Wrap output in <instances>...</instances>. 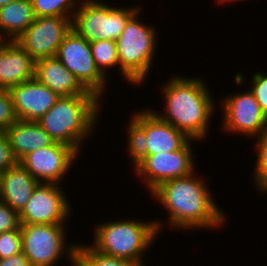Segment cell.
<instances>
[{"label": "cell", "instance_id": "obj_1", "mask_svg": "<svg viewBox=\"0 0 267 266\" xmlns=\"http://www.w3.org/2000/svg\"><path fill=\"white\" fill-rule=\"evenodd\" d=\"M196 173L197 170L188 176L168 180L150 193L167 211L168 221L164 223L169 231L171 228L219 231L226 224L227 215L214 200L209 184L202 174L198 177Z\"/></svg>", "mask_w": 267, "mask_h": 266}, {"label": "cell", "instance_id": "obj_2", "mask_svg": "<svg viewBox=\"0 0 267 266\" xmlns=\"http://www.w3.org/2000/svg\"><path fill=\"white\" fill-rule=\"evenodd\" d=\"M201 77L185 78L175 75L161 86L164 100L163 113L154 111L160 119L170 123L183 132L189 139L206 140L209 136L210 124L215 116L216 100L212 96L211 88Z\"/></svg>", "mask_w": 267, "mask_h": 266}, {"label": "cell", "instance_id": "obj_3", "mask_svg": "<svg viewBox=\"0 0 267 266\" xmlns=\"http://www.w3.org/2000/svg\"><path fill=\"white\" fill-rule=\"evenodd\" d=\"M100 102L96 95L61 96L37 123L55 142L72 147L80 155L82 145L97 129L102 115Z\"/></svg>", "mask_w": 267, "mask_h": 266}, {"label": "cell", "instance_id": "obj_4", "mask_svg": "<svg viewBox=\"0 0 267 266\" xmlns=\"http://www.w3.org/2000/svg\"><path fill=\"white\" fill-rule=\"evenodd\" d=\"M133 219L126 217L122 220L118 217L116 221H104L95 225L90 246L104 255L147 266L144 262L147 261L145 253L161 233L164 221L156 218L150 221Z\"/></svg>", "mask_w": 267, "mask_h": 266}, {"label": "cell", "instance_id": "obj_5", "mask_svg": "<svg viewBox=\"0 0 267 266\" xmlns=\"http://www.w3.org/2000/svg\"><path fill=\"white\" fill-rule=\"evenodd\" d=\"M140 10L129 18L116 40L120 75L133 86L143 85L148 80L159 46L156 27L140 20Z\"/></svg>", "mask_w": 267, "mask_h": 266}, {"label": "cell", "instance_id": "obj_6", "mask_svg": "<svg viewBox=\"0 0 267 266\" xmlns=\"http://www.w3.org/2000/svg\"><path fill=\"white\" fill-rule=\"evenodd\" d=\"M139 6L118 7L101 0H80L72 19V28L89 43L116 41L129 18Z\"/></svg>", "mask_w": 267, "mask_h": 266}, {"label": "cell", "instance_id": "obj_7", "mask_svg": "<svg viewBox=\"0 0 267 266\" xmlns=\"http://www.w3.org/2000/svg\"><path fill=\"white\" fill-rule=\"evenodd\" d=\"M20 229L22 252L31 266H57L63 256L74 261L77 243H66V224H21Z\"/></svg>", "mask_w": 267, "mask_h": 266}, {"label": "cell", "instance_id": "obj_8", "mask_svg": "<svg viewBox=\"0 0 267 266\" xmlns=\"http://www.w3.org/2000/svg\"><path fill=\"white\" fill-rule=\"evenodd\" d=\"M56 57L87 91L104 101L108 78L97 68L89 42L73 28L65 35Z\"/></svg>", "mask_w": 267, "mask_h": 266}, {"label": "cell", "instance_id": "obj_9", "mask_svg": "<svg viewBox=\"0 0 267 266\" xmlns=\"http://www.w3.org/2000/svg\"><path fill=\"white\" fill-rule=\"evenodd\" d=\"M218 104L222 110L219 126L225 134L234 136L237 133L254 141L267 132V118L249 88L248 91L223 97Z\"/></svg>", "mask_w": 267, "mask_h": 266}, {"label": "cell", "instance_id": "obj_10", "mask_svg": "<svg viewBox=\"0 0 267 266\" xmlns=\"http://www.w3.org/2000/svg\"><path fill=\"white\" fill-rule=\"evenodd\" d=\"M192 142L198 141L190 139L177 151L148 155L134 169L148 193L168 180L185 177L196 171L197 164L194 158L196 155L193 153Z\"/></svg>", "mask_w": 267, "mask_h": 266}, {"label": "cell", "instance_id": "obj_11", "mask_svg": "<svg viewBox=\"0 0 267 266\" xmlns=\"http://www.w3.org/2000/svg\"><path fill=\"white\" fill-rule=\"evenodd\" d=\"M63 185L39 183L23 210L19 213L21 224H65L72 213L70 200Z\"/></svg>", "mask_w": 267, "mask_h": 266}, {"label": "cell", "instance_id": "obj_12", "mask_svg": "<svg viewBox=\"0 0 267 266\" xmlns=\"http://www.w3.org/2000/svg\"><path fill=\"white\" fill-rule=\"evenodd\" d=\"M78 156L80 155L72 147L54 142L48 147H41L28 153L19 163L39 183L62 185L65 176H68V171L76 164Z\"/></svg>", "mask_w": 267, "mask_h": 266}, {"label": "cell", "instance_id": "obj_13", "mask_svg": "<svg viewBox=\"0 0 267 266\" xmlns=\"http://www.w3.org/2000/svg\"><path fill=\"white\" fill-rule=\"evenodd\" d=\"M72 19L66 17H37L16 41L36 61L55 57L65 35L72 28Z\"/></svg>", "mask_w": 267, "mask_h": 266}, {"label": "cell", "instance_id": "obj_14", "mask_svg": "<svg viewBox=\"0 0 267 266\" xmlns=\"http://www.w3.org/2000/svg\"><path fill=\"white\" fill-rule=\"evenodd\" d=\"M17 120L37 122L59 99V95L35 78L9 90Z\"/></svg>", "mask_w": 267, "mask_h": 266}, {"label": "cell", "instance_id": "obj_15", "mask_svg": "<svg viewBox=\"0 0 267 266\" xmlns=\"http://www.w3.org/2000/svg\"><path fill=\"white\" fill-rule=\"evenodd\" d=\"M130 116L146 132L148 155L177 151L190 140L183 132L160 119L150 108L133 111Z\"/></svg>", "mask_w": 267, "mask_h": 266}, {"label": "cell", "instance_id": "obj_16", "mask_svg": "<svg viewBox=\"0 0 267 266\" xmlns=\"http://www.w3.org/2000/svg\"><path fill=\"white\" fill-rule=\"evenodd\" d=\"M35 60L15 41H0V88L11 87L34 78Z\"/></svg>", "mask_w": 267, "mask_h": 266}, {"label": "cell", "instance_id": "obj_17", "mask_svg": "<svg viewBox=\"0 0 267 266\" xmlns=\"http://www.w3.org/2000/svg\"><path fill=\"white\" fill-rule=\"evenodd\" d=\"M34 78L60 97L95 95L87 91L56 56L36 60Z\"/></svg>", "mask_w": 267, "mask_h": 266}, {"label": "cell", "instance_id": "obj_18", "mask_svg": "<svg viewBox=\"0 0 267 266\" xmlns=\"http://www.w3.org/2000/svg\"><path fill=\"white\" fill-rule=\"evenodd\" d=\"M39 182L20 164L0 174V200L20 213Z\"/></svg>", "mask_w": 267, "mask_h": 266}, {"label": "cell", "instance_id": "obj_19", "mask_svg": "<svg viewBox=\"0 0 267 266\" xmlns=\"http://www.w3.org/2000/svg\"><path fill=\"white\" fill-rule=\"evenodd\" d=\"M4 133L18 161L28 153L41 147H48L55 142L35 121L17 120Z\"/></svg>", "mask_w": 267, "mask_h": 266}, {"label": "cell", "instance_id": "obj_20", "mask_svg": "<svg viewBox=\"0 0 267 266\" xmlns=\"http://www.w3.org/2000/svg\"><path fill=\"white\" fill-rule=\"evenodd\" d=\"M36 19L31 0H13L0 8V41H15Z\"/></svg>", "mask_w": 267, "mask_h": 266}, {"label": "cell", "instance_id": "obj_21", "mask_svg": "<svg viewBox=\"0 0 267 266\" xmlns=\"http://www.w3.org/2000/svg\"><path fill=\"white\" fill-rule=\"evenodd\" d=\"M74 260L80 266H140L126 259L104 255L88 244L80 245L79 243L76 245Z\"/></svg>", "mask_w": 267, "mask_h": 266}, {"label": "cell", "instance_id": "obj_22", "mask_svg": "<svg viewBox=\"0 0 267 266\" xmlns=\"http://www.w3.org/2000/svg\"><path fill=\"white\" fill-rule=\"evenodd\" d=\"M89 44L95 64L106 78L110 77L108 76V73L110 72L108 70L116 69L118 67L120 72L116 41L99 40Z\"/></svg>", "mask_w": 267, "mask_h": 266}, {"label": "cell", "instance_id": "obj_23", "mask_svg": "<svg viewBox=\"0 0 267 266\" xmlns=\"http://www.w3.org/2000/svg\"><path fill=\"white\" fill-rule=\"evenodd\" d=\"M129 120L127 121L128 125L126 124L128 128L125 130L127 132L126 152H128L132 161L130 163L135 169L148 156L146 132L131 117Z\"/></svg>", "mask_w": 267, "mask_h": 266}, {"label": "cell", "instance_id": "obj_24", "mask_svg": "<svg viewBox=\"0 0 267 266\" xmlns=\"http://www.w3.org/2000/svg\"><path fill=\"white\" fill-rule=\"evenodd\" d=\"M35 17L73 18L80 0H31Z\"/></svg>", "mask_w": 267, "mask_h": 266}, {"label": "cell", "instance_id": "obj_25", "mask_svg": "<svg viewBox=\"0 0 267 266\" xmlns=\"http://www.w3.org/2000/svg\"><path fill=\"white\" fill-rule=\"evenodd\" d=\"M253 145L254 152L256 150V165L253 168L252 182L260 195L267 194V132L255 138ZM262 193V194H261Z\"/></svg>", "mask_w": 267, "mask_h": 266}, {"label": "cell", "instance_id": "obj_26", "mask_svg": "<svg viewBox=\"0 0 267 266\" xmlns=\"http://www.w3.org/2000/svg\"><path fill=\"white\" fill-rule=\"evenodd\" d=\"M22 252L21 229L0 233V259Z\"/></svg>", "mask_w": 267, "mask_h": 266}, {"label": "cell", "instance_id": "obj_27", "mask_svg": "<svg viewBox=\"0 0 267 266\" xmlns=\"http://www.w3.org/2000/svg\"><path fill=\"white\" fill-rule=\"evenodd\" d=\"M250 83L248 88L253 93L263 114L267 118V74L264 71L253 73Z\"/></svg>", "mask_w": 267, "mask_h": 266}, {"label": "cell", "instance_id": "obj_28", "mask_svg": "<svg viewBox=\"0 0 267 266\" xmlns=\"http://www.w3.org/2000/svg\"><path fill=\"white\" fill-rule=\"evenodd\" d=\"M17 121L11 95L8 90L0 88V131H5Z\"/></svg>", "mask_w": 267, "mask_h": 266}, {"label": "cell", "instance_id": "obj_29", "mask_svg": "<svg viewBox=\"0 0 267 266\" xmlns=\"http://www.w3.org/2000/svg\"><path fill=\"white\" fill-rule=\"evenodd\" d=\"M19 213L0 200V233L20 229Z\"/></svg>", "mask_w": 267, "mask_h": 266}, {"label": "cell", "instance_id": "obj_30", "mask_svg": "<svg viewBox=\"0 0 267 266\" xmlns=\"http://www.w3.org/2000/svg\"><path fill=\"white\" fill-rule=\"evenodd\" d=\"M19 163L15 157L9 140L3 131H0V173L16 166Z\"/></svg>", "mask_w": 267, "mask_h": 266}, {"label": "cell", "instance_id": "obj_31", "mask_svg": "<svg viewBox=\"0 0 267 266\" xmlns=\"http://www.w3.org/2000/svg\"><path fill=\"white\" fill-rule=\"evenodd\" d=\"M0 266H31V264L25 254L20 252L6 259H0Z\"/></svg>", "mask_w": 267, "mask_h": 266}, {"label": "cell", "instance_id": "obj_32", "mask_svg": "<svg viewBox=\"0 0 267 266\" xmlns=\"http://www.w3.org/2000/svg\"><path fill=\"white\" fill-rule=\"evenodd\" d=\"M13 0H0V8L5 6L6 4L12 2Z\"/></svg>", "mask_w": 267, "mask_h": 266}, {"label": "cell", "instance_id": "obj_33", "mask_svg": "<svg viewBox=\"0 0 267 266\" xmlns=\"http://www.w3.org/2000/svg\"><path fill=\"white\" fill-rule=\"evenodd\" d=\"M236 1H238V2H239V1H242V2H243L244 0H227L224 4H225V5H226L227 3H228V4H231V3L233 4V3L236 2ZM247 1H248V0H247Z\"/></svg>", "mask_w": 267, "mask_h": 266}, {"label": "cell", "instance_id": "obj_34", "mask_svg": "<svg viewBox=\"0 0 267 266\" xmlns=\"http://www.w3.org/2000/svg\"><path fill=\"white\" fill-rule=\"evenodd\" d=\"M215 1V3H220V4H222V5H224L223 3H225L227 0H214Z\"/></svg>", "mask_w": 267, "mask_h": 266}, {"label": "cell", "instance_id": "obj_35", "mask_svg": "<svg viewBox=\"0 0 267 266\" xmlns=\"http://www.w3.org/2000/svg\"><path fill=\"white\" fill-rule=\"evenodd\" d=\"M70 266H80L75 260L70 264Z\"/></svg>", "mask_w": 267, "mask_h": 266}]
</instances>
